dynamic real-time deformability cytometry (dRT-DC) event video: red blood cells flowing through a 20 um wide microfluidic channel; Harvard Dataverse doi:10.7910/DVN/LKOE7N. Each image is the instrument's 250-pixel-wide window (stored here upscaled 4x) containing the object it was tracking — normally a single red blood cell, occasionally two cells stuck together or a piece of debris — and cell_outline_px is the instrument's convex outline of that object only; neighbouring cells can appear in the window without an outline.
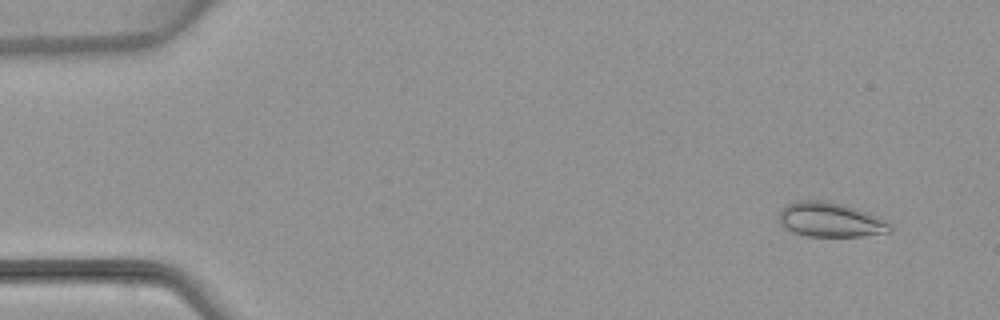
{"species": "common noctule bat (a hibernating species)", "species_latin": "Nyctalus noctula", "temperature_condition": "warm", "stored_images_in_passage": 4, "camera_frame_rate_fps": 3000, "um_per_image_px": 0.085, "animal": {"sex": "female", "body_mass_g": 22.7, "forearm_length_mm": 54.2}, "frame": {"image": 1, "passage_image": 2, "time_ms": 1.0, "image_size_px": [1000, 320], "cell_outline_px": [[892, 232], [860, 236], [804, 236], [792, 232], [784, 228], [780, 224], [780, 212], [792, 200], [824, 200], [844, 204], [868, 212], [892, 224]], "centroid_in_image_um": [70.58, 18.68], "position_along_channel_um": 14.4, "area_um2": 22.54}}